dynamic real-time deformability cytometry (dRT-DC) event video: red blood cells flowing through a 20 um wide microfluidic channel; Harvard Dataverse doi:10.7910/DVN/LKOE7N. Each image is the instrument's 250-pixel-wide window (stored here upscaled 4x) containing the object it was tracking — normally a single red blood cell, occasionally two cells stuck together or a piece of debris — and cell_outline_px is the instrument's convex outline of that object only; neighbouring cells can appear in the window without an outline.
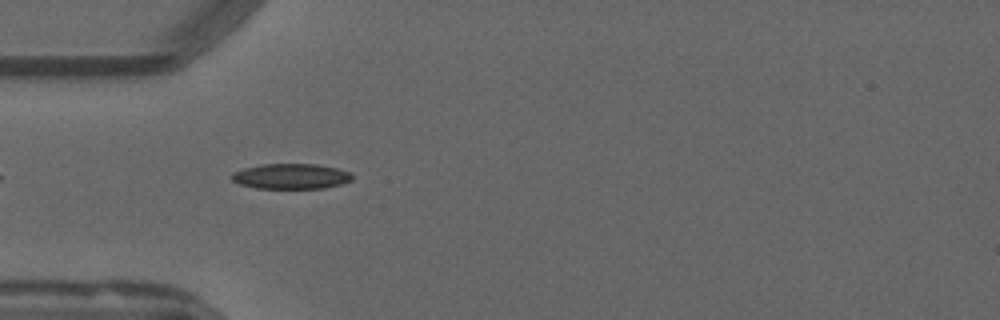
{"species": "common noctule bat (a hibernating species)", "species_latin": "Nyctalus noctula", "temperature_condition": "warm", "stored_images_in_passage": 15, "camera_frame_rate_fps": 3000, "um_per_image_px": 0.085, "animal": {"sex": "male", "forearm_length_mm": 52.5}, "frame": {"image": 1, "passage_image": 2, "time_ms": 0.333, "image_size_px": [1000, 320], "cell_outline_px": [[352, 180], [340, 184], [324, 188], [256, 188], [240, 184], [232, 180], [232, 172], [244, 168], [260, 164], [316, 164], [336, 168], [352, 172]], "centroid_in_image_um": [24.74, 14.98], "position_along_channel_um": 60.3, "area_um2": 17.74}}